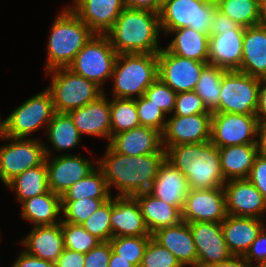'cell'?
Wrapping results in <instances>:
<instances>
[{
  "label": "cell",
  "instance_id": "484cf974",
  "mask_svg": "<svg viewBox=\"0 0 266 267\" xmlns=\"http://www.w3.org/2000/svg\"><path fill=\"white\" fill-rule=\"evenodd\" d=\"M25 251L40 259L55 263L64 250L62 222L34 226L20 242Z\"/></svg>",
  "mask_w": 266,
  "mask_h": 267
},
{
  "label": "cell",
  "instance_id": "7402d4cb",
  "mask_svg": "<svg viewBox=\"0 0 266 267\" xmlns=\"http://www.w3.org/2000/svg\"><path fill=\"white\" fill-rule=\"evenodd\" d=\"M245 27L237 25L221 35H210L208 64L227 71L238 70L242 64Z\"/></svg>",
  "mask_w": 266,
  "mask_h": 267
},
{
  "label": "cell",
  "instance_id": "3957f363",
  "mask_svg": "<svg viewBox=\"0 0 266 267\" xmlns=\"http://www.w3.org/2000/svg\"><path fill=\"white\" fill-rule=\"evenodd\" d=\"M159 13L125 7L105 34L117 54H158Z\"/></svg>",
  "mask_w": 266,
  "mask_h": 267
},
{
  "label": "cell",
  "instance_id": "836d02e7",
  "mask_svg": "<svg viewBox=\"0 0 266 267\" xmlns=\"http://www.w3.org/2000/svg\"><path fill=\"white\" fill-rule=\"evenodd\" d=\"M5 187L14 191L18 202L46 193L48 188L47 167L45 161L34 168L17 175Z\"/></svg>",
  "mask_w": 266,
  "mask_h": 267
},
{
  "label": "cell",
  "instance_id": "74e56055",
  "mask_svg": "<svg viewBox=\"0 0 266 267\" xmlns=\"http://www.w3.org/2000/svg\"><path fill=\"white\" fill-rule=\"evenodd\" d=\"M110 111L112 136L141 126L135 99L112 98Z\"/></svg>",
  "mask_w": 266,
  "mask_h": 267
},
{
  "label": "cell",
  "instance_id": "4316f807",
  "mask_svg": "<svg viewBox=\"0 0 266 267\" xmlns=\"http://www.w3.org/2000/svg\"><path fill=\"white\" fill-rule=\"evenodd\" d=\"M221 226L233 256H243L265 227L263 219L233 215H227Z\"/></svg>",
  "mask_w": 266,
  "mask_h": 267
},
{
  "label": "cell",
  "instance_id": "e0dca14e",
  "mask_svg": "<svg viewBox=\"0 0 266 267\" xmlns=\"http://www.w3.org/2000/svg\"><path fill=\"white\" fill-rule=\"evenodd\" d=\"M197 250V267L228 260L233 256L223 236L221 223H189Z\"/></svg>",
  "mask_w": 266,
  "mask_h": 267
},
{
  "label": "cell",
  "instance_id": "f907efd6",
  "mask_svg": "<svg viewBox=\"0 0 266 267\" xmlns=\"http://www.w3.org/2000/svg\"><path fill=\"white\" fill-rule=\"evenodd\" d=\"M85 254L64 248L55 261V267H84Z\"/></svg>",
  "mask_w": 266,
  "mask_h": 267
},
{
  "label": "cell",
  "instance_id": "8fae6325",
  "mask_svg": "<svg viewBox=\"0 0 266 267\" xmlns=\"http://www.w3.org/2000/svg\"><path fill=\"white\" fill-rule=\"evenodd\" d=\"M0 139L9 141L0 146V181L5 186L17 175L45 161L44 142L40 138H14L0 132Z\"/></svg>",
  "mask_w": 266,
  "mask_h": 267
},
{
  "label": "cell",
  "instance_id": "7dc6e473",
  "mask_svg": "<svg viewBox=\"0 0 266 267\" xmlns=\"http://www.w3.org/2000/svg\"><path fill=\"white\" fill-rule=\"evenodd\" d=\"M242 257L251 267H264L266 265V227L261 230ZM254 259L257 262L253 261Z\"/></svg>",
  "mask_w": 266,
  "mask_h": 267
},
{
  "label": "cell",
  "instance_id": "7a4b0ae2",
  "mask_svg": "<svg viewBox=\"0 0 266 267\" xmlns=\"http://www.w3.org/2000/svg\"><path fill=\"white\" fill-rule=\"evenodd\" d=\"M166 160L188 180L190 189L223 188L219 147L211 141L181 144L165 149Z\"/></svg>",
  "mask_w": 266,
  "mask_h": 267
},
{
  "label": "cell",
  "instance_id": "7c38bea8",
  "mask_svg": "<svg viewBox=\"0 0 266 267\" xmlns=\"http://www.w3.org/2000/svg\"><path fill=\"white\" fill-rule=\"evenodd\" d=\"M256 115L212 112L211 139L217 147L259 144Z\"/></svg>",
  "mask_w": 266,
  "mask_h": 267
},
{
  "label": "cell",
  "instance_id": "5b68a950",
  "mask_svg": "<svg viewBox=\"0 0 266 267\" xmlns=\"http://www.w3.org/2000/svg\"><path fill=\"white\" fill-rule=\"evenodd\" d=\"M157 78V54H118L111 76L112 97L140 98Z\"/></svg>",
  "mask_w": 266,
  "mask_h": 267
},
{
  "label": "cell",
  "instance_id": "ab89813d",
  "mask_svg": "<svg viewBox=\"0 0 266 267\" xmlns=\"http://www.w3.org/2000/svg\"><path fill=\"white\" fill-rule=\"evenodd\" d=\"M62 234L64 248L84 254L102 242L80 224L62 221Z\"/></svg>",
  "mask_w": 266,
  "mask_h": 267
},
{
  "label": "cell",
  "instance_id": "f5cc1de1",
  "mask_svg": "<svg viewBox=\"0 0 266 267\" xmlns=\"http://www.w3.org/2000/svg\"><path fill=\"white\" fill-rule=\"evenodd\" d=\"M237 24L228 16L222 14L217 9L213 16L210 35H221L224 31L232 30Z\"/></svg>",
  "mask_w": 266,
  "mask_h": 267
},
{
  "label": "cell",
  "instance_id": "6125c7cd",
  "mask_svg": "<svg viewBox=\"0 0 266 267\" xmlns=\"http://www.w3.org/2000/svg\"><path fill=\"white\" fill-rule=\"evenodd\" d=\"M202 1H205V2H213V0H202Z\"/></svg>",
  "mask_w": 266,
  "mask_h": 267
},
{
  "label": "cell",
  "instance_id": "1f68e13d",
  "mask_svg": "<svg viewBox=\"0 0 266 267\" xmlns=\"http://www.w3.org/2000/svg\"><path fill=\"white\" fill-rule=\"evenodd\" d=\"M174 38L166 46V49L183 58L208 62L210 35L195 31L190 27L170 30L167 35Z\"/></svg>",
  "mask_w": 266,
  "mask_h": 267
},
{
  "label": "cell",
  "instance_id": "681fc988",
  "mask_svg": "<svg viewBox=\"0 0 266 267\" xmlns=\"http://www.w3.org/2000/svg\"><path fill=\"white\" fill-rule=\"evenodd\" d=\"M248 180L266 199V153L260 151L257 154Z\"/></svg>",
  "mask_w": 266,
  "mask_h": 267
},
{
  "label": "cell",
  "instance_id": "ac0fdd59",
  "mask_svg": "<svg viewBox=\"0 0 266 267\" xmlns=\"http://www.w3.org/2000/svg\"><path fill=\"white\" fill-rule=\"evenodd\" d=\"M227 215L264 219L266 199L248 179H234L223 186Z\"/></svg>",
  "mask_w": 266,
  "mask_h": 267
},
{
  "label": "cell",
  "instance_id": "60d3db41",
  "mask_svg": "<svg viewBox=\"0 0 266 267\" xmlns=\"http://www.w3.org/2000/svg\"><path fill=\"white\" fill-rule=\"evenodd\" d=\"M109 199L84 198L76 201L62 202V221L82 225L89 216Z\"/></svg>",
  "mask_w": 266,
  "mask_h": 267
},
{
  "label": "cell",
  "instance_id": "f35d334b",
  "mask_svg": "<svg viewBox=\"0 0 266 267\" xmlns=\"http://www.w3.org/2000/svg\"><path fill=\"white\" fill-rule=\"evenodd\" d=\"M151 238L152 236L112 237L109 242L117 255L139 267Z\"/></svg>",
  "mask_w": 266,
  "mask_h": 267
},
{
  "label": "cell",
  "instance_id": "e575fe53",
  "mask_svg": "<svg viewBox=\"0 0 266 267\" xmlns=\"http://www.w3.org/2000/svg\"><path fill=\"white\" fill-rule=\"evenodd\" d=\"M84 198L110 199L107 181L103 171L97 166L87 177L73 184L62 196L61 201H76Z\"/></svg>",
  "mask_w": 266,
  "mask_h": 267
},
{
  "label": "cell",
  "instance_id": "5bb4252c",
  "mask_svg": "<svg viewBox=\"0 0 266 267\" xmlns=\"http://www.w3.org/2000/svg\"><path fill=\"white\" fill-rule=\"evenodd\" d=\"M158 78L177 94L194 91L201 72L208 62L183 58L162 47L157 54Z\"/></svg>",
  "mask_w": 266,
  "mask_h": 267
},
{
  "label": "cell",
  "instance_id": "c3c4849f",
  "mask_svg": "<svg viewBox=\"0 0 266 267\" xmlns=\"http://www.w3.org/2000/svg\"><path fill=\"white\" fill-rule=\"evenodd\" d=\"M112 247L109 241H102L85 254L84 267H108Z\"/></svg>",
  "mask_w": 266,
  "mask_h": 267
},
{
  "label": "cell",
  "instance_id": "11a10c76",
  "mask_svg": "<svg viewBox=\"0 0 266 267\" xmlns=\"http://www.w3.org/2000/svg\"><path fill=\"white\" fill-rule=\"evenodd\" d=\"M256 116L259 122L266 120V78L260 79Z\"/></svg>",
  "mask_w": 266,
  "mask_h": 267
},
{
  "label": "cell",
  "instance_id": "2e32d148",
  "mask_svg": "<svg viewBox=\"0 0 266 267\" xmlns=\"http://www.w3.org/2000/svg\"><path fill=\"white\" fill-rule=\"evenodd\" d=\"M226 217L223 188L189 190L182 210V221L222 223Z\"/></svg>",
  "mask_w": 266,
  "mask_h": 267
},
{
  "label": "cell",
  "instance_id": "cb8c5ba5",
  "mask_svg": "<svg viewBox=\"0 0 266 267\" xmlns=\"http://www.w3.org/2000/svg\"><path fill=\"white\" fill-rule=\"evenodd\" d=\"M152 238L167 248L183 267H197V250L189 223L181 221L177 225L159 229Z\"/></svg>",
  "mask_w": 266,
  "mask_h": 267
},
{
  "label": "cell",
  "instance_id": "44dd1931",
  "mask_svg": "<svg viewBox=\"0 0 266 267\" xmlns=\"http://www.w3.org/2000/svg\"><path fill=\"white\" fill-rule=\"evenodd\" d=\"M111 238L152 236L134 196H112Z\"/></svg>",
  "mask_w": 266,
  "mask_h": 267
},
{
  "label": "cell",
  "instance_id": "94428289",
  "mask_svg": "<svg viewBox=\"0 0 266 267\" xmlns=\"http://www.w3.org/2000/svg\"><path fill=\"white\" fill-rule=\"evenodd\" d=\"M220 1H222V0H213V3L216 5Z\"/></svg>",
  "mask_w": 266,
  "mask_h": 267
},
{
  "label": "cell",
  "instance_id": "8992f818",
  "mask_svg": "<svg viewBox=\"0 0 266 267\" xmlns=\"http://www.w3.org/2000/svg\"><path fill=\"white\" fill-rule=\"evenodd\" d=\"M46 73H52V82L46 89L52 96L55 112L68 113L79 109L104 94V89L95 82L68 68H56Z\"/></svg>",
  "mask_w": 266,
  "mask_h": 267
},
{
  "label": "cell",
  "instance_id": "9f6ffc18",
  "mask_svg": "<svg viewBox=\"0 0 266 267\" xmlns=\"http://www.w3.org/2000/svg\"><path fill=\"white\" fill-rule=\"evenodd\" d=\"M204 267H251L242 256H232L226 261Z\"/></svg>",
  "mask_w": 266,
  "mask_h": 267
},
{
  "label": "cell",
  "instance_id": "603a6c76",
  "mask_svg": "<svg viewBox=\"0 0 266 267\" xmlns=\"http://www.w3.org/2000/svg\"><path fill=\"white\" fill-rule=\"evenodd\" d=\"M108 145L115 152L128 156L165 153L162 134L145 126L114 134Z\"/></svg>",
  "mask_w": 266,
  "mask_h": 267
},
{
  "label": "cell",
  "instance_id": "ffe728a7",
  "mask_svg": "<svg viewBox=\"0 0 266 267\" xmlns=\"http://www.w3.org/2000/svg\"><path fill=\"white\" fill-rule=\"evenodd\" d=\"M106 96L107 93L105 95L104 92L96 101L68 112L81 136L87 134L94 137H105L108 143L110 142L112 138L111 111L110 100Z\"/></svg>",
  "mask_w": 266,
  "mask_h": 267
},
{
  "label": "cell",
  "instance_id": "d590c367",
  "mask_svg": "<svg viewBox=\"0 0 266 267\" xmlns=\"http://www.w3.org/2000/svg\"><path fill=\"white\" fill-rule=\"evenodd\" d=\"M216 6L237 25L247 28L260 24L259 0H222Z\"/></svg>",
  "mask_w": 266,
  "mask_h": 267
},
{
  "label": "cell",
  "instance_id": "8d00e7d4",
  "mask_svg": "<svg viewBox=\"0 0 266 267\" xmlns=\"http://www.w3.org/2000/svg\"><path fill=\"white\" fill-rule=\"evenodd\" d=\"M226 71L221 67L208 64L197 81L194 91L211 112L219 105L222 77Z\"/></svg>",
  "mask_w": 266,
  "mask_h": 267
},
{
  "label": "cell",
  "instance_id": "d4e9b609",
  "mask_svg": "<svg viewBox=\"0 0 266 267\" xmlns=\"http://www.w3.org/2000/svg\"><path fill=\"white\" fill-rule=\"evenodd\" d=\"M189 190L187 178L165 159L148 192L182 212Z\"/></svg>",
  "mask_w": 266,
  "mask_h": 267
},
{
  "label": "cell",
  "instance_id": "f6af8a7d",
  "mask_svg": "<svg viewBox=\"0 0 266 267\" xmlns=\"http://www.w3.org/2000/svg\"><path fill=\"white\" fill-rule=\"evenodd\" d=\"M176 95L177 93L160 78H157L144 93V96L162 109L167 117L174 110Z\"/></svg>",
  "mask_w": 266,
  "mask_h": 267
},
{
  "label": "cell",
  "instance_id": "83f0119b",
  "mask_svg": "<svg viewBox=\"0 0 266 267\" xmlns=\"http://www.w3.org/2000/svg\"><path fill=\"white\" fill-rule=\"evenodd\" d=\"M237 71L259 79L266 78V25L245 28L242 64Z\"/></svg>",
  "mask_w": 266,
  "mask_h": 267
},
{
  "label": "cell",
  "instance_id": "6f0895ef",
  "mask_svg": "<svg viewBox=\"0 0 266 267\" xmlns=\"http://www.w3.org/2000/svg\"><path fill=\"white\" fill-rule=\"evenodd\" d=\"M108 267H136V266L131 262H129L128 260L121 258L120 255H117L112 250Z\"/></svg>",
  "mask_w": 266,
  "mask_h": 267
},
{
  "label": "cell",
  "instance_id": "f546056e",
  "mask_svg": "<svg viewBox=\"0 0 266 267\" xmlns=\"http://www.w3.org/2000/svg\"><path fill=\"white\" fill-rule=\"evenodd\" d=\"M21 218L32 222L34 226L61 223V196L48 190L42 195L28 198L21 202Z\"/></svg>",
  "mask_w": 266,
  "mask_h": 267
},
{
  "label": "cell",
  "instance_id": "f1b7e54d",
  "mask_svg": "<svg viewBox=\"0 0 266 267\" xmlns=\"http://www.w3.org/2000/svg\"><path fill=\"white\" fill-rule=\"evenodd\" d=\"M140 205L145 225L152 235L155 231L177 225L182 221V212L149 192L135 194Z\"/></svg>",
  "mask_w": 266,
  "mask_h": 267
},
{
  "label": "cell",
  "instance_id": "30bf717a",
  "mask_svg": "<svg viewBox=\"0 0 266 267\" xmlns=\"http://www.w3.org/2000/svg\"><path fill=\"white\" fill-rule=\"evenodd\" d=\"M260 79L237 70L223 74L219 105L212 112L256 115Z\"/></svg>",
  "mask_w": 266,
  "mask_h": 267
},
{
  "label": "cell",
  "instance_id": "4fadbf2b",
  "mask_svg": "<svg viewBox=\"0 0 266 267\" xmlns=\"http://www.w3.org/2000/svg\"><path fill=\"white\" fill-rule=\"evenodd\" d=\"M45 164L47 167L48 188L53 193L62 196L73 184L87 177L98 164L75 154H60L53 156L52 150L44 143ZM51 157V158H50ZM96 168H95V167Z\"/></svg>",
  "mask_w": 266,
  "mask_h": 267
},
{
  "label": "cell",
  "instance_id": "b9f144b4",
  "mask_svg": "<svg viewBox=\"0 0 266 267\" xmlns=\"http://www.w3.org/2000/svg\"><path fill=\"white\" fill-rule=\"evenodd\" d=\"M111 213L112 198L105 201L98 210L87 218L82 226L99 240L109 241L111 239Z\"/></svg>",
  "mask_w": 266,
  "mask_h": 267
},
{
  "label": "cell",
  "instance_id": "680465c9",
  "mask_svg": "<svg viewBox=\"0 0 266 267\" xmlns=\"http://www.w3.org/2000/svg\"><path fill=\"white\" fill-rule=\"evenodd\" d=\"M259 146L260 151L266 153V120L259 123Z\"/></svg>",
  "mask_w": 266,
  "mask_h": 267
},
{
  "label": "cell",
  "instance_id": "7bdbcfd3",
  "mask_svg": "<svg viewBox=\"0 0 266 267\" xmlns=\"http://www.w3.org/2000/svg\"><path fill=\"white\" fill-rule=\"evenodd\" d=\"M135 103L140 125L153 128L162 134L167 121L165 112L144 95L135 99Z\"/></svg>",
  "mask_w": 266,
  "mask_h": 267
},
{
  "label": "cell",
  "instance_id": "9a60e30c",
  "mask_svg": "<svg viewBox=\"0 0 266 267\" xmlns=\"http://www.w3.org/2000/svg\"><path fill=\"white\" fill-rule=\"evenodd\" d=\"M212 113H201L189 116L172 115L167 118L162 133V146L202 143L211 139Z\"/></svg>",
  "mask_w": 266,
  "mask_h": 267
},
{
  "label": "cell",
  "instance_id": "ee69618b",
  "mask_svg": "<svg viewBox=\"0 0 266 267\" xmlns=\"http://www.w3.org/2000/svg\"><path fill=\"white\" fill-rule=\"evenodd\" d=\"M139 267H183L178 259L165 247L151 238Z\"/></svg>",
  "mask_w": 266,
  "mask_h": 267
},
{
  "label": "cell",
  "instance_id": "4dcf8cb0",
  "mask_svg": "<svg viewBox=\"0 0 266 267\" xmlns=\"http://www.w3.org/2000/svg\"><path fill=\"white\" fill-rule=\"evenodd\" d=\"M259 152V144L219 147L220 162L225 180L248 179Z\"/></svg>",
  "mask_w": 266,
  "mask_h": 267
},
{
  "label": "cell",
  "instance_id": "ba28073f",
  "mask_svg": "<svg viewBox=\"0 0 266 267\" xmlns=\"http://www.w3.org/2000/svg\"><path fill=\"white\" fill-rule=\"evenodd\" d=\"M217 6L202 0H163L159 13L160 29L167 35L170 30L190 27L210 35Z\"/></svg>",
  "mask_w": 266,
  "mask_h": 267
},
{
  "label": "cell",
  "instance_id": "816d5d0a",
  "mask_svg": "<svg viewBox=\"0 0 266 267\" xmlns=\"http://www.w3.org/2000/svg\"><path fill=\"white\" fill-rule=\"evenodd\" d=\"M11 267H55V263L40 259L23 250Z\"/></svg>",
  "mask_w": 266,
  "mask_h": 267
},
{
  "label": "cell",
  "instance_id": "6da1fadb",
  "mask_svg": "<svg viewBox=\"0 0 266 267\" xmlns=\"http://www.w3.org/2000/svg\"><path fill=\"white\" fill-rule=\"evenodd\" d=\"M104 156L95 159L103 171L109 190L115 186L117 196H134L148 192L166 159L165 153L128 156L115 152L109 145Z\"/></svg>",
  "mask_w": 266,
  "mask_h": 267
},
{
  "label": "cell",
  "instance_id": "d6a6232c",
  "mask_svg": "<svg viewBox=\"0 0 266 267\" xmlns=\"http://www.w3.org/2000/svg\"><path fill=\"white\" fill-rule=\"evenodd\" d=\"M46 137L53 150L61 153L75 148L82 136L73 124L72 118L68 113L55 112L51 122L46 127ZM69 149V150H68Z\"/></svg>",
  "mask_w": 266,
  "mask_h": 267
},
{
  "label": "cell",
  "instance_id": "db71d44e",
  "mask_svg": "<svg viewBox=\"0 0 266 267\" xmlns=\"http://www.w3.org/2000/svg\"><path fill=\"white\" fill-rule=\"evenodd\" d=\"M163 0H125V6L130 9L148 10L160 13Z\"/></svg>",
  "mask_w": 266,
  "mask_h": 267
},
{
  "label": "cell",
  "instance_id": "277c9868",
  "mask_svg": "<svg viewBox=\"0 0 266 267\" xmlns=\"http://www.w3.org/2000/svg\"><path fill=\"white\" fill-rule=\"evenodd\" d=\"M50 30L46 72L67 68L95 35L68 6L57 15Z\"/></svg>",
  "mask_w": 266,
  "mask_h": 267
},
{
  "label": "cell",
  "instance_id": "9c48e42d",
  "mask_svg": "<svg viewBox=\"0 0 266 267\" xmlns=\"http://www.w3.org/2000/svg\"><path fill=\"white\" fill-rule=\"evenodd\" d=\"M117 55L106 35L95 34L67 68L103 89L104 82L111 79Z\"/></svg>",
  "mask_w": 266,
  "mask_h": 267
},
{
  "label": "cell",
  "instance_id": "52a82bcc",
  "mask_svg": "<svg viewBox=\"0 0 266 267\" xmlns=\"http://www.w3.org/2000/svg\"><path fill=\"white\" fill-rule=\"evenodd\" d=\"M55 113L50 92L45 89L18 105L4 120L0 132L8 137L30 138L38 129L45 128Z\"/></svg>",
  "mask_w": 266,
  "mask_h": 267
},
{
  "label": "cell",
  "instance_id": "bcb514c9",
  "mask_svg": "<svg viewBox=\"0 0 266 267\" xmlns=\"http://www.w3.org/2000/svg\"><path fill=\"white\" fill-rule=\"evenodd\" d=\"M212 113L204 105L202 98L195 92H181L176 95L175 107L171 115L189 116Z\"/></svg>",
  "mask_w": 266,
  "mask_h": 267
},
{
  "label": "cell",
  "instance_id": "d6986e66",
  "mask_svg": "<svg viewBox=\"0 0 266 267\" xmlns=\"http://www.w3.org/2000/svg\"><path fill=\"white\" fill-rule=\"evenodd\" d=\"M73 1L68 7L98 35H105L126 7L125 0Z\"/></svg>",
  "mask_w": 266,
  "mask_h": 267
},
{
  "label": "cell",
  "instance_id": "91938a15",
  "mask_svg": "<svg viewBox=\"0 0 266 267\" xmlns=\"http://www.w3.org/2000/svg\"><path fill=\"white\" fill-rule=\"evenodd\" d=\"M260 24L266 25V0H259Z\"/></svg>",
  "mask_w": 266,
  "mask_h": 267
}]
</instances>
